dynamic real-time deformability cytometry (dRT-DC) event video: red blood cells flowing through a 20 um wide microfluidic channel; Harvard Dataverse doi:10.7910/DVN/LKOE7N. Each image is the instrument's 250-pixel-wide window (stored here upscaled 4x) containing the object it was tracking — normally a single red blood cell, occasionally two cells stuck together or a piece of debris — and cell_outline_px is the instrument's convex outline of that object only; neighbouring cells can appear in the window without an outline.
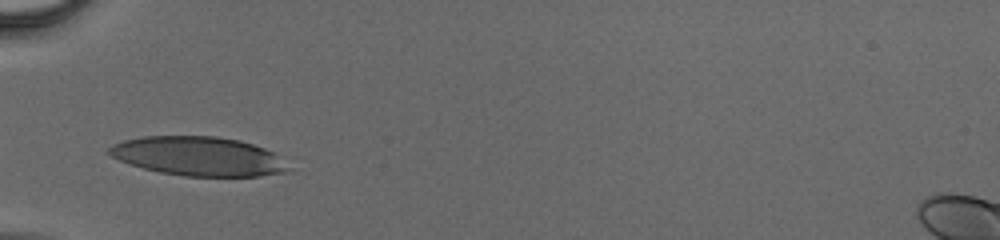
{"species": "human", "species_latin": "Homo sapiens", "temperature_condition": "cold", "stored_images_in_passage": 31, "camera_frame_rate_fps": 3000, "um_per_image_px": 0.085, "donor": {"sex": "male"}, "frame": {"image": 1, "passage_image": 1, "time_ms": 0.0, "image_size_px": [1000, 240], "cell_outline_px": [[288, 168], [284, 172], [260, 176], [184, 176], [160, 172], [144, 168], [120, 160], [112, 156], [108, 152], [108, 148], [112, 144], [124, 140], [144, 136], [216, 136], [240, 140], [264, 148], [272, 152]], "centroid_in_image_um": [16.81, 13.27], "position_along_channel_um": 68.2, "area_um2": 40.29}}
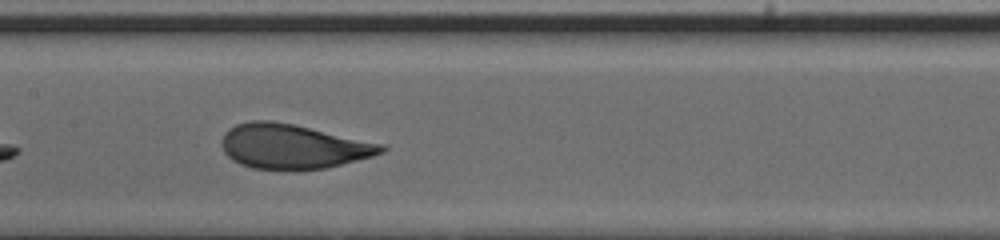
{"frame": {"image": 2, "passage_image": 9, "time_ms": 2.667, "image_size_px": [1000, 240], "cell_outline_px": [[388, 148], [384, 152], [372, 156], [324, 168], [292, 172], [252, 168], [240, 164], [232, 160], [224, 152], [220, 144], [220, 140], [224, 132], [228, 128], [236, 124], [252, 120], [272, 120], [292, 124], [384, 144]], "centroid_in_image_um": [24.84, 12.47], "position_along_channel_um": 182.6, "area_um2": 42.02}}
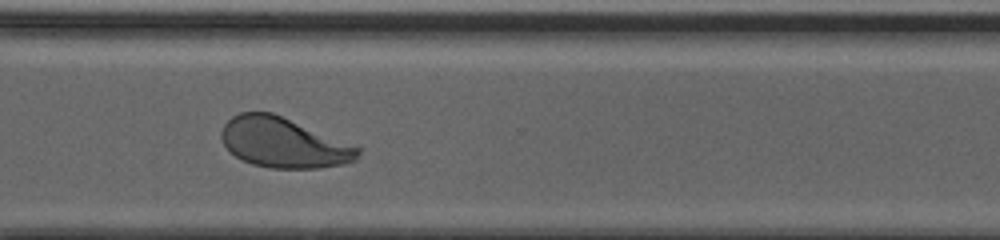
{"frame": {"image": 3, "passage_image": 20, "time_ms": 6.333, "image_size_px": [1000, 240], "cell_outline_px": [[360, 152], [356, 160], [344, 164], [320, 168], [268, 168], [252, 164], [236, 156], [224, 144], [220, 136], [220, 132], [224, 124], [232, 116], [240, 112], [272, 112], [360, 144]], "centroid_in_image_um": [24.2, 12.11], "position_along_channel_um": 346.4, "area_um2": 40.69}}